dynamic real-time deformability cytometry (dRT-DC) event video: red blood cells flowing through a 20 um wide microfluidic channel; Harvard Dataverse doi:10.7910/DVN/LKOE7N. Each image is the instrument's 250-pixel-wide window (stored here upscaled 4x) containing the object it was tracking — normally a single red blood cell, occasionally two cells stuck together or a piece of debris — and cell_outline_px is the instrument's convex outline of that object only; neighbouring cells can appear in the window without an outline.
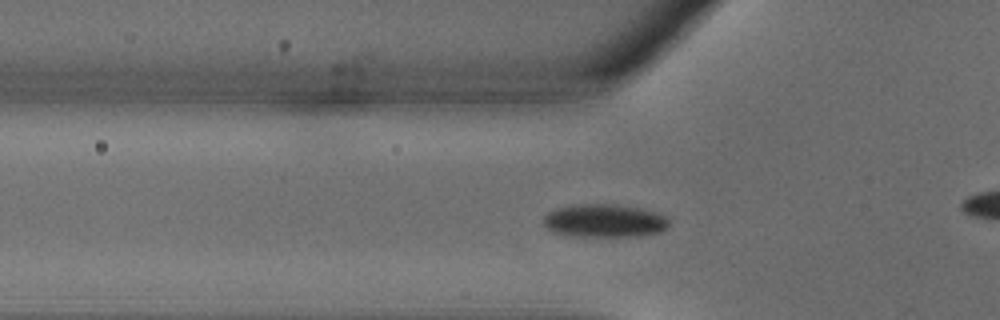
{"species": "common noctule bat (a hibernating species)", "species_latin": "Nyctalus noctula", "temperature_condition": "warm", "stored_images_in_passage": 32, "camera_frame_rate_fps": 3000, "um_per_image_px": 0.085, "animal": {"sex": "male", "body_mass_g": 18.8}, "frame": {"image": 1, "passage_image": 8, "time_ms": 2.333, "image_size_px": [1000, 320], "cell_outline_px": [[668, 224], [660, 232], [640, 236], [572, 236], [552, 232], [544, 224], [544, 216], [548, 212], [560, 208], [580, 204], [616, 204], [640, 208], [656, 212], [664, 216], [668, 220]], "centroid_in_image_um": [51.37, 18.77], "position_along_channel_um": 74.4, "area_um2": 24.04}}
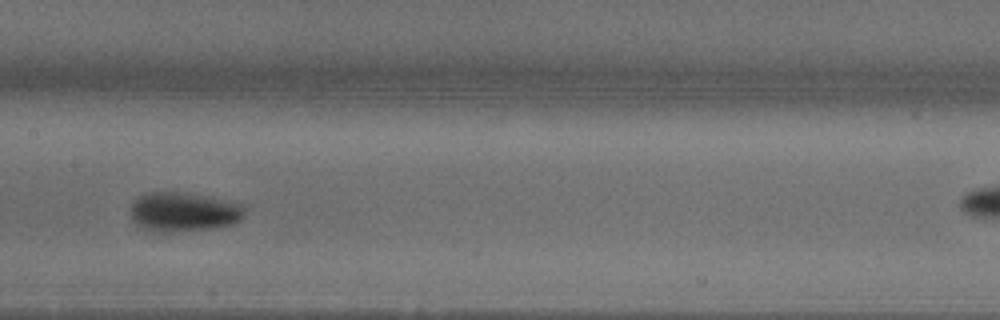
{"frame": {"image": 2, "passage_image": 14, "time_ms": 4.333, "image_size_px": [1000, 320], "cell_outline_px": [[244, 216], [236, 224], [212, 228], [176, 232], [156, 232], [144, 228], [136, 224], [132, 220], [128, 212], [136, 196], [148, 192], [188, 192], [224, 200], [240, 204], [244, 208]], "centroid_in_image_um": [15.55, 18.01], "position_along_channel_um": 191.8, "area_um2": 26.53}}
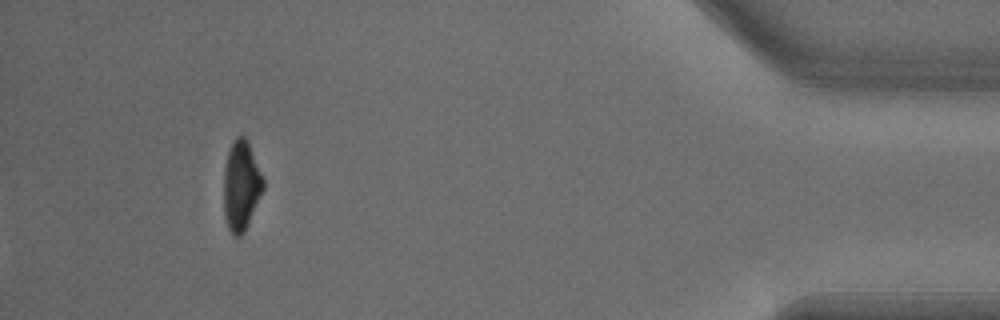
{"frame": {"image": 3, "passage_image": 32, "time_ms": 10.333, "image_size_px": [1000, 320], "cell_outline_px": [[264, 188], [248, 224], [244, 232], [240, 236], [232, 236], [228, 228], [224, 216], [224, 168], [228, 152], [232, 140], [236, 136], [244, 136], [248, 140], [264, 180]], "centroid_in_image_um": [20.49, 15.77], "position_along_channel_um": 414.7, "area_um2": 20.75}}